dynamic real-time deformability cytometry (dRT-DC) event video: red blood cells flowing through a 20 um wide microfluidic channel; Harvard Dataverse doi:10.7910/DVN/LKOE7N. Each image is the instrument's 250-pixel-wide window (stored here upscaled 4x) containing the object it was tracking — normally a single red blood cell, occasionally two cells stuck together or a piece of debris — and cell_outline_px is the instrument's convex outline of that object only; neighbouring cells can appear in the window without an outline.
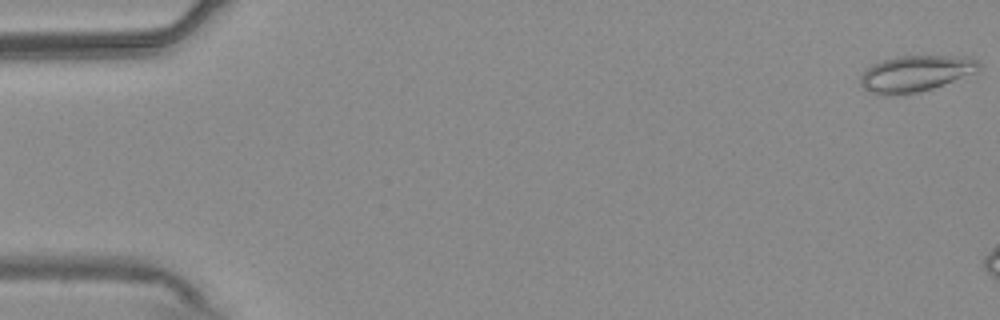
{"species": "common noctule bat (a hibernating species)", "species_latin": "Nyctalus noctula", "temperature_condition": "warm", "stored_images_in_passage": 13, "camera_frame_rate_fps": 3000, "um_per_image_px": 0.085, "animal": {"sex": "male", "body_mass_g": 20.4}, "frame": {"image": 1, "passage_image": 1, "time_ms": 0.0, "image_size_px": [1000, 320], "cell_outline_px": [[980, 72], [932, 88], [916, 92], [892, 96], [880, 96], [872, 92], [860, 84], [860, 76], [864, 68], [872, 64], [884, 60], [900, 56], [964, 56], [976, 60], [980, 64]], "centroid_in_image_um": [77.83, 6.25], "position_along_channel_um": 7.2, "area_um2": 25.14}}